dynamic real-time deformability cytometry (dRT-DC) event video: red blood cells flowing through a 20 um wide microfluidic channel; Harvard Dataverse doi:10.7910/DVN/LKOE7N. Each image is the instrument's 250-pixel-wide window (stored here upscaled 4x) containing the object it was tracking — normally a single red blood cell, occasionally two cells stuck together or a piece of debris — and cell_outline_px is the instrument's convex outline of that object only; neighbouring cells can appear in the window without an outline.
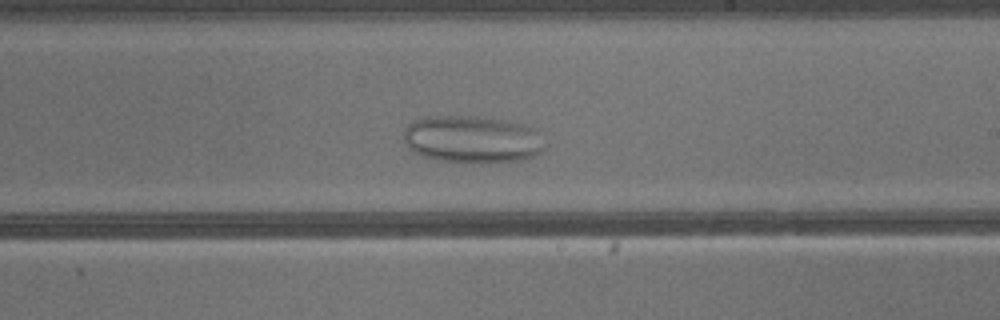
{"species": "common noctule bat (a hibernating species)", "species_latin": "Nyctalus noctula", "temperature_condition": "warm", "stored_images_in_passage": 40, "camera_frame_rate_fps": 3000, "um_per_image_px": 0.085, "animal": {"sex": "male", "body_mass_g": 13.3}, "frame": {"image": 1, "passage_image": 23, "time_ms": 7.333, "image_size_px": [1000, 320], "cell_outline_px": [[540, 152], [532, 156], [520, 160], [472, 164], [440, 160], [424, 156], [408, 148], [404, 140], [404, 128], [412, 120], [428, 116], [484, 116], [524, 124], [536, 128], [540, 148]], "centroid_in_image_um": [40.06, 11.83], "position_along_channel_um": 248.9, "area_um2": 38.9}}